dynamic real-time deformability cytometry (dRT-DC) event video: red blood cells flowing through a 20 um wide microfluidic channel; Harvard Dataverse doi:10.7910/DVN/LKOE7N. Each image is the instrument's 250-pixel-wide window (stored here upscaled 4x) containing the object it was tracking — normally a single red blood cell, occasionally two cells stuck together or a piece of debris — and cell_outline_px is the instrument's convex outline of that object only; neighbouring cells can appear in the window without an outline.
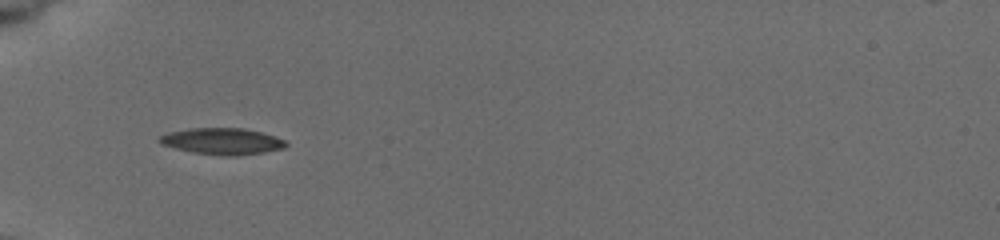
{"species": "common noctule bat (a hibernating species)", "species_latin": "Nyctalus noctula", "temperature_condition": "cold", "stored_images_in_passage": 19, "camera_frame_rate_fps": 3000, "um_per_image_px": 0.085, "animal": {"sex": "female", "body_mass_g": 19.5, "forearm_length_mm": 54.1}, "frame": {"image": 1, "passage_image": 1, "time_ms": 0.0, "image_size_px": [1000, 240], "cell_outline_px": [[288, 144], [284, 148], [264, 152], [236, 156], [220, 156], [192, 152], [160, 144], [156, 140], [156, 136], [168, 132], [192, 128], [244, 128], [260, 132], [284, 140]], "centroid_in_image_um": [18.82, 12.01], "position_along_channel_um": 66.2, "area_um2": 19.59}}
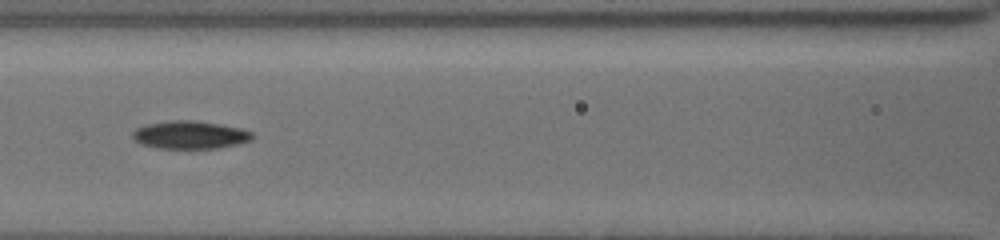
{"frame": {"image": 2, "passage_image": 11, "time_ms": 2.333, "image_size_px": [1000, 240], "cell_outline_px": [[252, 140], [220, 148], [160, 148], [144, 144], [136, 140], [132, 136], [132, 132], [136, 128], [148, 124], [172, 120], [196, 120], [240, 128], [252, 132]], "centroid_in_image_um": [16.17, 11.46], "position_along_channel_um": 150.4, "area_um2": 19.19}}
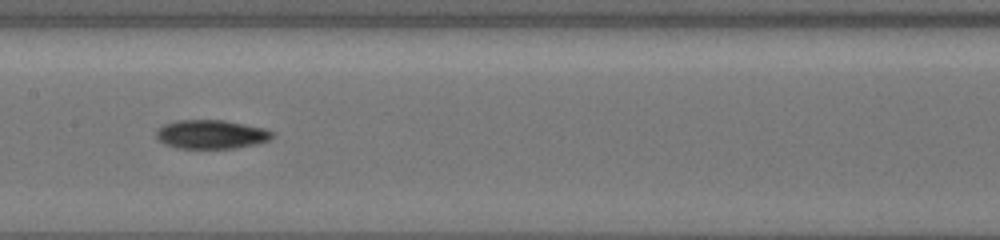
{"frame": {"image": 3, "passage_image": 18, "time_ms": 3.333, "image_size_px": [1000, 240], "cell_outline_px": [[272, 136], [268, 140], [256, 144], [236, 148], [176, 148], [164, 144], [156, 136], [156, 132], [164, 124], [176, 120], [224, 120], [264, 128], [272, 132]], "centroid_in_image_um": [17.93, 11.42], "position_along_channel_um": 189.5, "area_um2": 19.36}}